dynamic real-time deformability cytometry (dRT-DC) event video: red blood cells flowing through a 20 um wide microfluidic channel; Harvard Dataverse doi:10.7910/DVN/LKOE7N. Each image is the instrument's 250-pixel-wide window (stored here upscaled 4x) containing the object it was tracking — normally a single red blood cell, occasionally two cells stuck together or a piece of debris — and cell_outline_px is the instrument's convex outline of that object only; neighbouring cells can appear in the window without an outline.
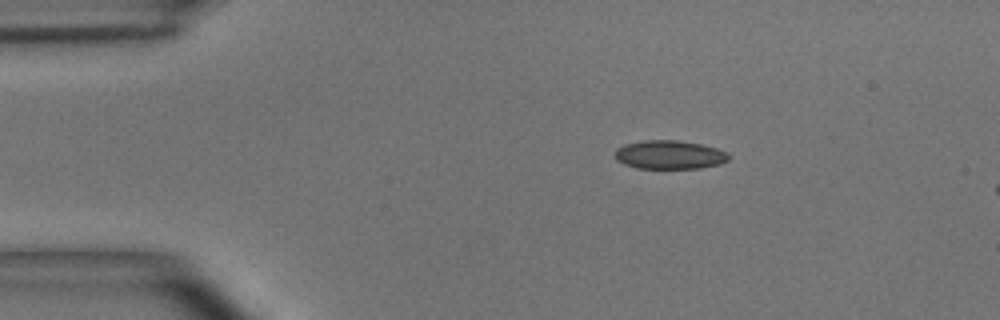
{"species": "common noctule bat (a hibernating species)", "species_latin": "Nyctalus noctula", "temperature_condition": "room temperature", "stored_images_in_passage": 15, "camera_frame_rate_fps": 3000, "um_per_image_px": 0.085, "animal": {"sex": "male", "body_mass_g": 15.6}, "frame": {"image": 1, "passage_image": 9, "time_ms": 2.667, "image_size_px": [1000, 320], "cell_outline_px": [[732, 156], [728, 160], [720, 164], [700, 168], [636, 168], [624, 164], [616, 160], [616, 148], [624, 144], [644, 140], [676, 140], [700, 144], [716, 148], [728, 152]], "centroid_in_image_um": [56.92, 13.15], "position_along_channel_um": 28.1, "area_um2": 19.07}}